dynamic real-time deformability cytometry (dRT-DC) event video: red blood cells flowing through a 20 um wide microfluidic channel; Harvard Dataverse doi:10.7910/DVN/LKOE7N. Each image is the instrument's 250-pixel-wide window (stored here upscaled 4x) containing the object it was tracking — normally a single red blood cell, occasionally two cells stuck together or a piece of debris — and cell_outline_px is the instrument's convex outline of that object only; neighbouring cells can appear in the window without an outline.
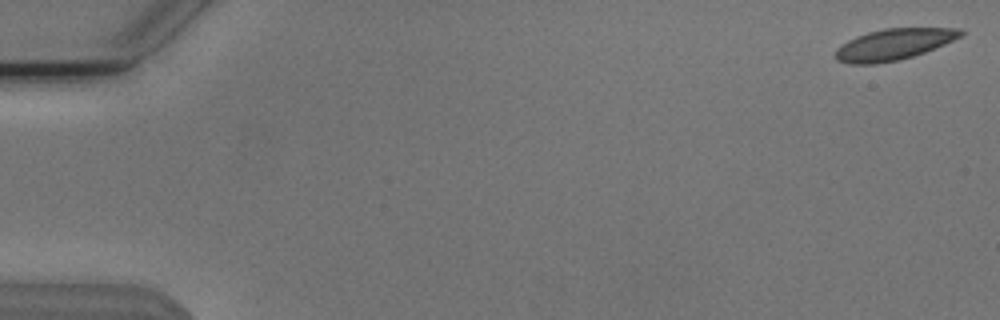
{"species": "Egyptian fruit bat (a non-hibernating species)", "species_latin": "Rousettus aegyptiacus", "temperature_condition": "cold", "stored_images_in_passage": 10, "camera_frame_rate_fps": 3000, "um_per_image_px": 0.085, "animal": {"sex": "male"}, "frame": {"image": 1, "passage_image": 1, "time_ms": 0.0, "image_size_px": [1000, 320], "cell_outline_px": [[964, 32], [960, 36], [944, 44], [924, 52], [912, 56], [896, 60], [876, 64], [852, 64], [836, 60], [836, 48], [848, 40], [856, 36], [868, 32], [884, 28], [960, 28]], "centroid_in_image_um": [75.93, 3.77], "position_along_channel_um": 9.1, "area_um2": 22.48}}